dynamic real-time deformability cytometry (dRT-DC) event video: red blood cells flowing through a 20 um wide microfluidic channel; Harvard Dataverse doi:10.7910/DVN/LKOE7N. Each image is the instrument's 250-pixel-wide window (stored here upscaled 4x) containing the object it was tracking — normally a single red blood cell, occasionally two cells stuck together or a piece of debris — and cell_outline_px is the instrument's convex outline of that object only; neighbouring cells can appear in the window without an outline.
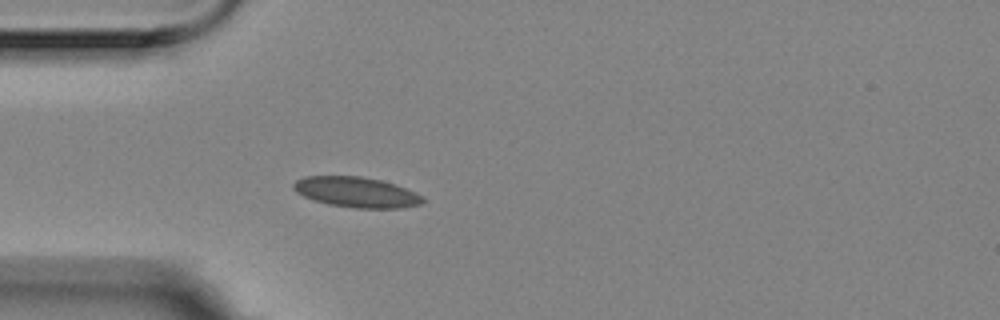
{"species": "Egyptian fruit bat (a non-hibernating species)", "species_latin": "Rousettus aegyptiacus", "temperature_condition": "room temperature", "stored_images_in_passage": 17, "camera_frame_rate_fps": 3000, "um_per_image_px": 0.085, "animal": {"sex": "female"}, "frame": {"image": 1, "passage_image": 15, "time_ms": 4.667, "image_size_px": [1000, 320], "cell_outline_px": [[428, 200], [420, 204], [400, 208], [356, 208], [328, 204], [304, 196], [296, 192], [292, 188], [292, 184], [296, 180], [304, 176], [360, 176], [380, 180], [396, 184], [416, 192]], "centroid_in_image_um": [30.32, 16.33], "position_along_channel_um": 54.7, "area_um2": 22.95}}